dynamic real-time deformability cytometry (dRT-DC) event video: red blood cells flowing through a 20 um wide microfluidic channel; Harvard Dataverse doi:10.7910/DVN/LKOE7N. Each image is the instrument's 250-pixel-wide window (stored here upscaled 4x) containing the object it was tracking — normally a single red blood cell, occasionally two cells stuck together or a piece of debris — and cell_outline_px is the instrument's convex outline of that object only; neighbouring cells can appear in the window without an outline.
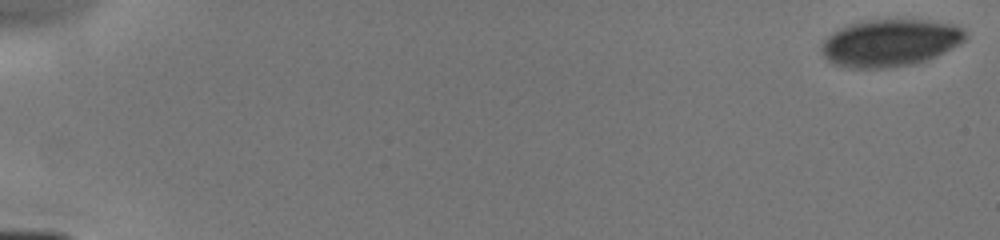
{"species": "human", "species_latin": "Homo sapiens", "temperature_condition": "cold", "stored_images_in_passage": 10, "camera_frame_rate_fps": 3000, "um_per_image_px": 0.085, "donor": {"sex": "male"}, "frame": {"image": 1, "passage_image": 1, "time_ms": 0.0, "image_size_px": [1000, 240], "cell_outline_px": [[968, 40], [936, 56], [912, 64], [888, 68], [848, 68], [832, 64], [824, 56], [820, 48], [824, 40], [832, 32], [848, 24], [872, 20], [932, 20], [956, 24], [964, 28], [968, 36]], "centroid_in_image_um": [75.69, 3.64], "position_along_channel_um": 9.3, "area_um2": 39.88}}
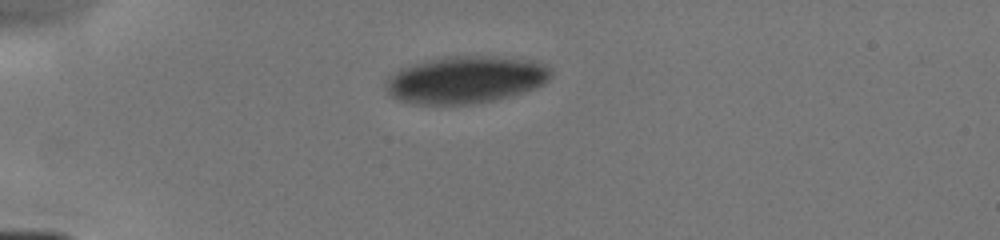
{"frame": {"image": 2, "passage_image": 7, "time_ms": 4.333, "image_size_px": [1000, 240], "cell_outline_px": [[552, 72], [548, 80], [532, 88], [508, 96], [492, 100], [472, 104], [420, 104], [400, 100], [392, 96], [388, 92], [384, 84], [388, 76], [400, 68], [412, 64], [428, 60], [448, 56], [496, 56], [528, 60], [540, 64], [548, 68]], "centroid_in_image_um": [39.5, 6.77], "position_along_channel_um": 45.5, "area_um2": 44.8}}
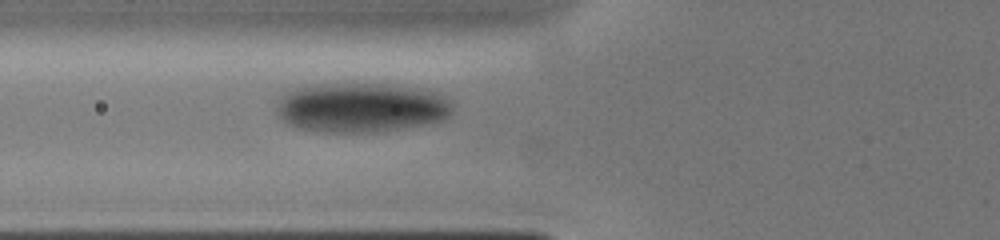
{"frame": {"image": 3, "passage_image": 10, "time_ms": 6.333, "image_size_px": [1000, 240], "cell_outline_px": [[452, 112], [444, 120], [372, 132], [324, 132], [300, 128], [288, 124], [276, 112], [280, 96], [284, 92], [292, 88], [324, 84], [384, 84], [412, 88], [432, 92], [444, 96], [452, 100]], "centroid_in_image_um": [30.66, 9.13], "position_along_channel_um": 95.1, "area_um2": 50.29}}